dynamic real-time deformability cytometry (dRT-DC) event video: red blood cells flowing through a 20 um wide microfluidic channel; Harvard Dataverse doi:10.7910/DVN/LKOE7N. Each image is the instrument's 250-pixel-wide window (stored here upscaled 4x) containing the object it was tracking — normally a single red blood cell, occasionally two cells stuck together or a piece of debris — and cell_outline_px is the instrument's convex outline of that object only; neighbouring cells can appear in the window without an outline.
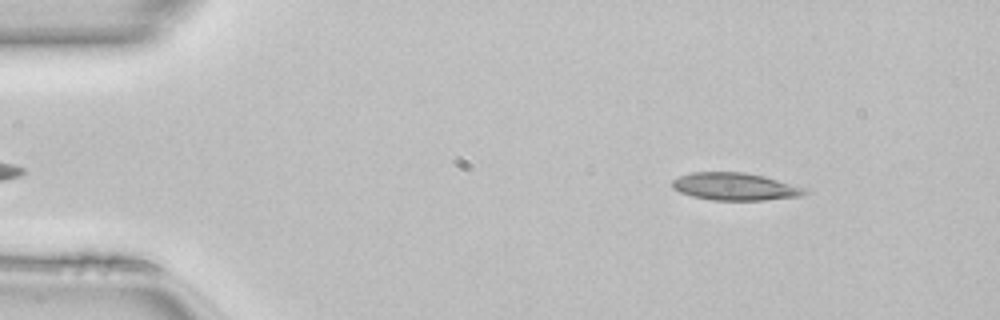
{"species": "common noctule bat (a hibernating species)", "species_latin": "Nyctalus noctula", "temperature_condition": "room temperature", "stored_images_in_passage": 45, "camera_frame_rate_fps": 3000, "um_per_image_px": 0.085, "animal": {"sex": "female", "body_mass_g": 22.7, "forearm_length_mm": 54.2}, "frame": {"image": 1, "passage_image": 3, "time_ms": 0.667, "image_size_px": [1000, 320], "cell_outline_px": [[808, 192], [800, 196], [764, 200], [712, 200], [692, 196], [680, 192], [672, 188], [672, 180], [680, 176], [692, 172], [744, 172], [764, 176], [804, 188]], "centroid_in_image_um": [62.43, 15.86], "position_along_channel_um": 22.6, "area_um2": 21.04}}
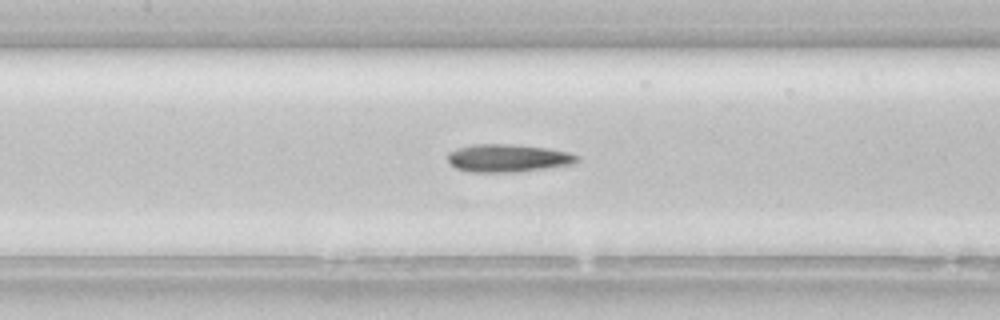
{"frame": {"image": 2, "passage_image": 19, "time_ms": 6.0, "image_size_px": [1000, 320], "cell_outline_px": [[580, 160], [572, 164], [520, 172], [468, 172], [456, 168], [448, 160], [448, 152], [456, 148], [472, 144], [512, 144], [548, 148], [568, 152], [580, 156]], "centroid_in_image_um": [43.18, 13.44], "position_along_channel_um": 164.2, "area_um2": 21.15}}
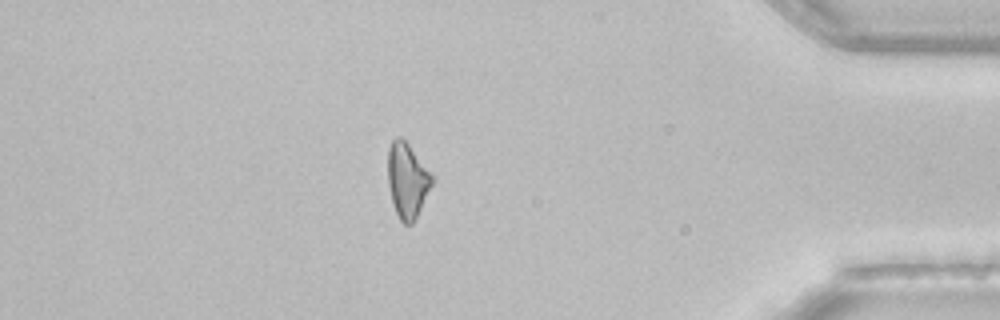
{"frame": {"image": 3, "passage_image": 39, "time_ms": 12.667, "image_size_px": [1000, 320], "cell_outline_px": [[432, 184], [412, 224], [404, 224], [400, 220], [396, 212], [392, 200], [388, 184], [388, 148], [392, 140], [396, 136], [400, 136], [408, 144], [432, 176]], "centroid_in_image_um": [34.58, 15.31], "position_along_channel_um": 400.6, "area_um2": 18.67}, "authors_computed_cell_mechanics": {"area_um2": 20.5768, "velocity_mm_per_s": 4.1539, "shape_relaxation_time_tau1_ms": 6.9363, "shape_relaxation_time_tau2_ms": 5.1884, "deformation_change_tau1": 0.1582, "deformation_change_tau2": 0.1592}}